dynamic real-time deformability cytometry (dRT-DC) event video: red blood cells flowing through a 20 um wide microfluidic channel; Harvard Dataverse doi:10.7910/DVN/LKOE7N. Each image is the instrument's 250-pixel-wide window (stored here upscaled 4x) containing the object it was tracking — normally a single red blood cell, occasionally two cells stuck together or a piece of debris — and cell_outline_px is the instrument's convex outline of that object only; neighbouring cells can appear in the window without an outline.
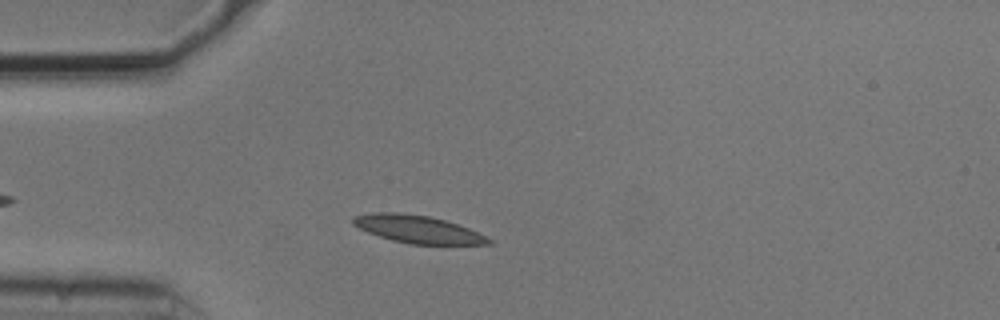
{"species": "common noctule bat (a hibernating species)", "species_latin": "Nyctalus noctula", "temperature_condition": "cold", "stored_images_in_passage": 39, "camera_frame_rate_fps": 3000, "um_per_image_px": 0.085, "animal": {"sex": "male", "body_mass_g": 20.5, "forearm_length_mm": 52.5}, "frame": {"image": 1, "passage_image": 7, "time_ms": 2.0, "image_size_px": [1000, 320], "cell_outline_px": [[492, 244], [408, 244], [392, 240], [368, 232], [352, 224], [352, 216], [372, 212], [400, 212], [428, 216], [444, 220], [468, 228], [492, 240]], "centroid_in_image_um": [35.45, 19.47], "position_along_channel_um": 49.6, "area_um2": 21.62}}
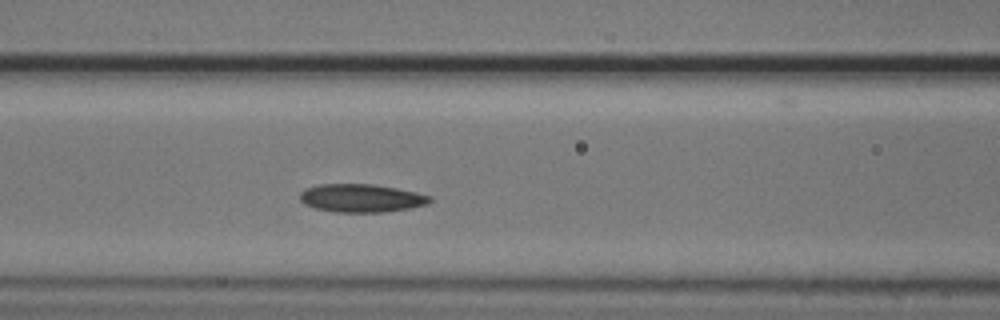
{"frame": {"image": 2, "passage_image": 15, "time_ms": 4.667, "image_size_px": [1000, 320], "cell_outline_px": [[432, 200], [428, 204], [408, 208], [384, 212], [336, 212], [316, 208], [304, 204], [300, 200], [300, 192], [304, 188], [320, 184], [372, 184], [396, 188], [416, 192], [432, 196]], "centroid_in_image_um": [30.7, 16.83], "position_along_channel_um": 135.9, "area_um2": 21.33}}
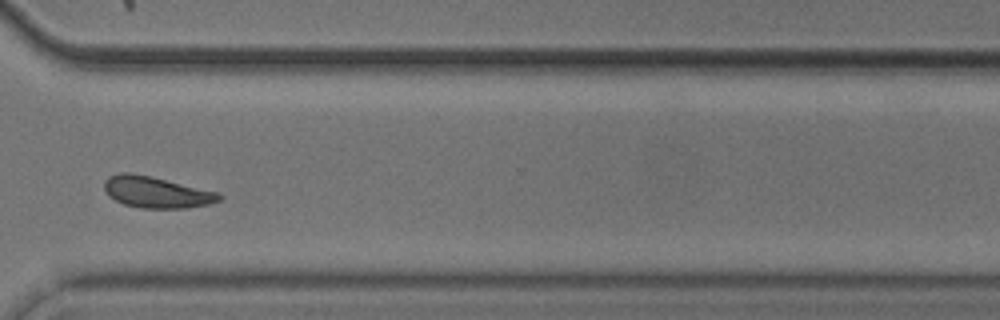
{"frame": {"image": 3, "passage_image": 33, "time_ms": 10.667, "image_size_px": [1000, 320], "cell_outline_px": [[224, 196], [220, 200], [208, 204], [184, 208], [140, 208], [124, 204], [108, 196], [104, 188], [104, 180], [108, 176], [120, 172], [128, 172], [152, 176], [220, 192]], "centroid_in_image_um": [13.3, 16.32], "position_along_channel_um": 357.3, "area_um2": 21.21}, "authors_computed_cell_mechanics": {"area_um2": 21.2126, "velocity_mm_per_s": 3.6978, "shape_relaxation_time_tau1_ms": 3.62, "shape_relaxation_time_tau2_ms": 7.4753, "deformation_change_tau1": 0.0875, "deformation_change_tau2": 0.1296}}